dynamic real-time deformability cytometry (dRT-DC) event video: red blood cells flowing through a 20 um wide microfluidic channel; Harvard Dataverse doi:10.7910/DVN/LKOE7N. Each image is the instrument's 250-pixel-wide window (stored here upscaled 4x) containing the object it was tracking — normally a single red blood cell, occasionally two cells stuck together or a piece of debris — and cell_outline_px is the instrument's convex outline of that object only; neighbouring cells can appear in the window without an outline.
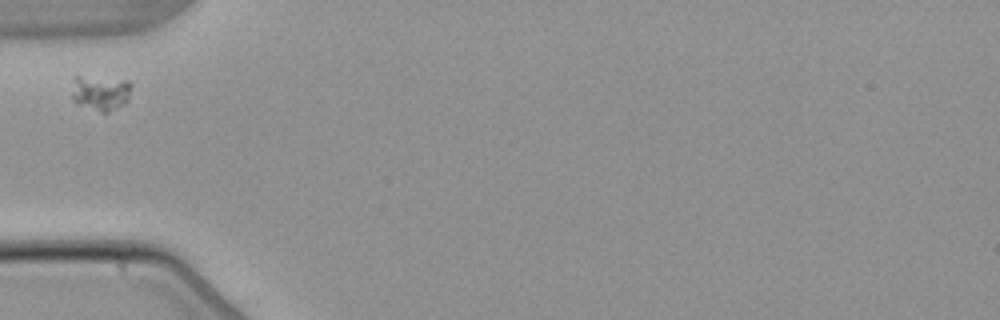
{"species": "common noctule bat (a hibernating species)", "species_latin": "Nyctalus noctula", "temperature_condition": "warm", "stored_images_in_passage": 1, "camera_frame_rate_fps": 3000, "um_per_image_px": 0.085, "animal": {"sex": "male", "body_mass_g": 21.5, "forearm_length_mm": 52.0}, "frame": {"image": 1, "passage_image": 1, "time_ms": 0.0, "image_size_px": [1000, 320], "cell_outline_px": [[132, 84], [128, 100], [124, 104], [108, 112], [100, 112], [76, 104], [72, 100], [72, 76], [80, 76], [128, 80]], "centroid_in_image_um": [8.52, 7.88], "position_along_channel_um": 76.5, "area_um2": 12.43}}